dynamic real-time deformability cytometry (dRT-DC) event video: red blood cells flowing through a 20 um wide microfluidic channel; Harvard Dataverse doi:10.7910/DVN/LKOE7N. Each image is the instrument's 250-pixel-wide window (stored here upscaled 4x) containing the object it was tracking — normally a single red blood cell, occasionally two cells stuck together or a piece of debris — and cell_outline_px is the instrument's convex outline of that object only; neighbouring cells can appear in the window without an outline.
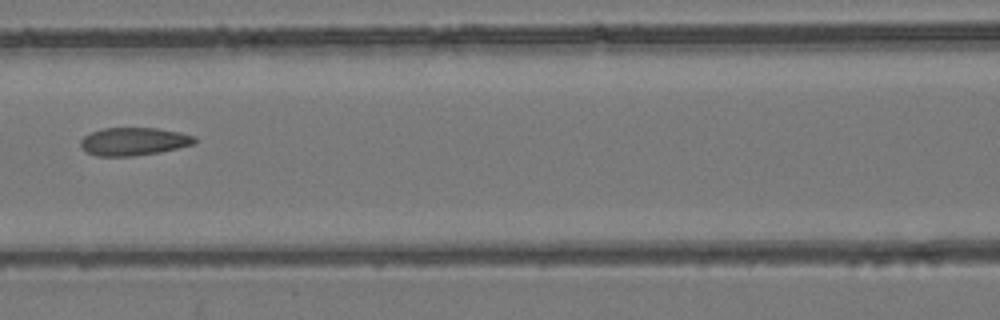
{"species": "common noctule bat (a hibernating species)", "species_latin": "Nyctalus noctula", "temperature_condition": "room temperature", "stored_images_in_passage": 4, "camera_frame_rate_fps": 3000, "um_per_image_px": 0.085, "animal": {"sex": "female", "body_mass_g": 24.6, "forearm_length_mm": 56.2}, "frame": {"image": 1, "passage_image": 4, "time_ms": 3.333, "image_size_px": [1000, 320], "cell_outline_px": [[196, 144], [160, 152], [132, 156], [96, 156], [88, 152], [80, 144], [80, 140], [84, 136], [92, 132], [104, 128], [156, 128], [180, 132], [196, 136]], "centroid_in_image_um": [11.41, 12.02], "position_along_channel_um": 155.2, "area_um2": 18.55}}